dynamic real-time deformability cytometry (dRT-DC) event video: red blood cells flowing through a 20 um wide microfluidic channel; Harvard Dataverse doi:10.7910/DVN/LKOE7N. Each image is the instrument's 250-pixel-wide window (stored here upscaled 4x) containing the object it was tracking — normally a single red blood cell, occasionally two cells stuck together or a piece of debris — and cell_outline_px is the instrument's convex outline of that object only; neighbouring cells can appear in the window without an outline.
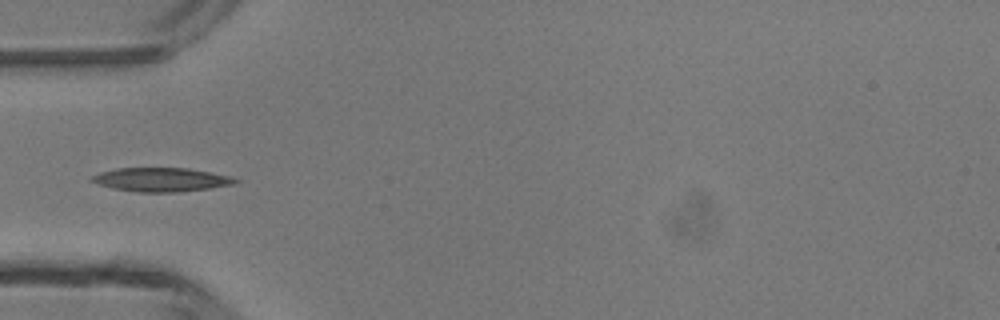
{"species": "common noctule bat (a hibernating species)", "species_latin": "Nyctalus noctula", "temperature_condition": "room temperature", "stored_images_in_passage": 6, "camera_frame_rate_fps": 3000, "um_per_image_px": 0.085, "animal": {"sex": "male", "body_mass_g": 13.3}, "frame": {"image": 1, "passage_image": 4, "time_ms": 3.667, "image_size_px": [1000, 320], "cell_outline_px": [[240, 180], [236, 184], [208, 188], [176, 192], [136, 192], [112, 188], [96, 184], [88, 180], [92, 176], [100, 172], [116, 168], [188, 168], [232, 176]], "centroid_in_image_um": [13.68, 15.27], "position_along_channel_um": 71.3, "area_um2": 20.06}}
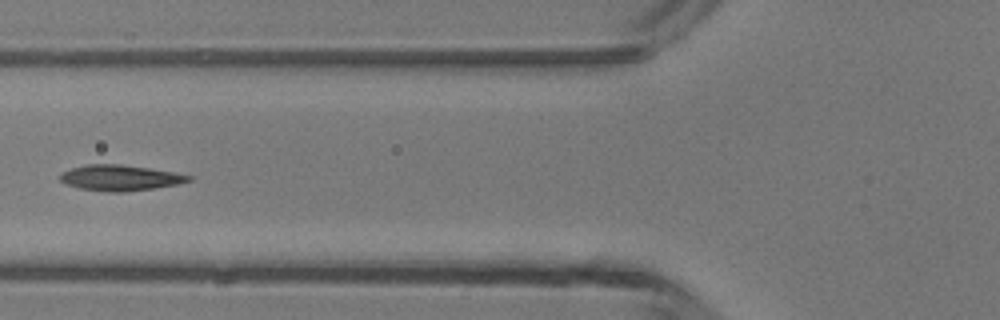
{"frame": {"image": 2, "passage_image": 5, "time_ms": 4.667, "image_size_px": [1000, 320], "cell_outline_px": [[192, 180], [176, 184], [152, 188], [124, 192], [108, 192], [80, 188], [64, 184], [60, 180], [60, 172], [84, 164], [120, 164], [148, 168], [172, 172], [192, 176]], "centroid_in_image_um": [10.14, 15.11], "position_along_channel_um": 115.7, "area_um2": 19.13}}
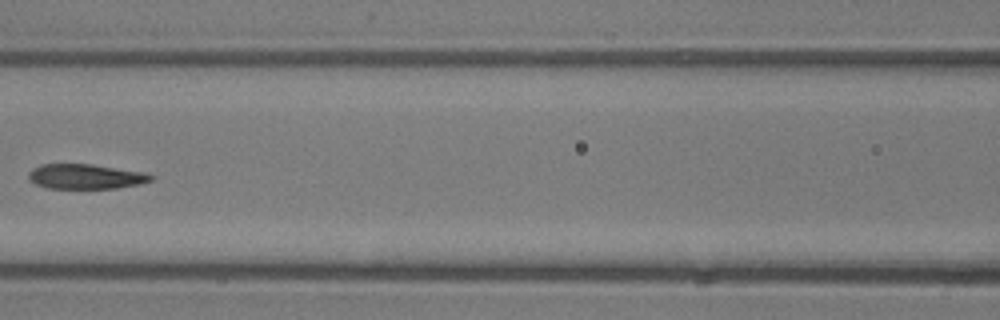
{"frame": {"image": 3, "passage_image": 6, "time_ms": 5.667, "image_size_px": [1000, 320], "cell_outline_px": [[156, 176], [152, 180], [140, 184], [116, 188], [48, 188], [36, 184], [28, 180], [28, 172], [32, 168], [40, 164], [92, 164], [140, 172]], "centroid_in_image_um": [7.23, 15.0], "position_along_channel_um": 159.4, "area_um2": 17.69}}